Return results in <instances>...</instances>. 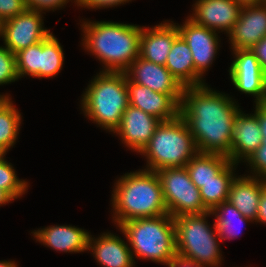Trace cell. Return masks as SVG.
<instances>
[{"instance_id": "1", "label": "cell", "mask_w": 266, "mask_h": 267, "mask_svg": "<svg viewBox=\"0 0 266 267\" xmlns=\"http://www.w3.org/2000/svg\"><path fill=\"white\" fill-rule=\"evenodd\" d=\"M233 99L207 84L184 87L180 116L194 138L198 153L230 155L234 120L240 110Z\"/></svg>"}, {"instance_id": "2", "label": "cell", "mask_w": 266, "mask_h": 267, "mask_svg": "<svg viewBox=\"0 0 266 267\" xmlns=\"http://www.w3.org/2000/svg\"><path fill=\"white\" fill-rule=\"evenodd\" d=\"M80 26L81 44L85 51L102 62L101 71L124 72L139 56L142 26L85 19Z\"/></svg>"}, {"instance_id": "3", "label": "cell", "mask_w": 266, "mask_h": 267, "mask_svg": "<svg viewBox=\"0 0 266 267\" xmlns=\"http://www.w3.org/2000/svg\"><path fill=\"white\" fill-rule=\"evenodd\" d=\"M113 188L112 219L117 227L128 220L168 214L156 171L139 169L125 173Z\"/></svg>"}, {"instance_id": "4", "label": "cell", "mask_w": 266, "mask_h": 267, "mask_svg": "<svg viewBox=\"0 0 266 267\" xmlns=\"http://www.w3.org/2000/svg\"><path fill=\"white\" fill-rule=\"evenodd\" d=\"M85 88L81 110L102 129L114 132L129 106L125 72L100 71Z\"/></svg>"}, {"instance_id": "5", "label": "cell", "mask_w": 266, "mask_h": 267, "mask_svg": "<svg viewBox=\"0 0 266 267\" xmlns=\"http://www.w3.org/2000/svg\"><path fill=\"white\" fill-rule=\"evenodd\" d=\"M118 229L131 246L134 262L139 258L168 267L177 255L174 218L169 214L128 220Z\"/></svg>"}, {"instance_id": "6", "label": "cell", "mask_w": 266, "mask_h": 267, "mask_svg": "<svg viewBox=\"0 0 266 267\" xmlns=\"http://www.w3.org/2000/svg\"><path fill=\"white\" fill-rule=\"evenodd\" d=\"M197 153L194 138L179 115L173 120L161 121L140 155L147 161L144 169L157 172L168 167H185Z\"/></svg>"}, {"instance_id": "7", "label": "cell", "mask_w": 266, "mask_h": 267, "mask_svg": "<svg viewBox=\"0 0 266 267\" xmlns=\"http://www.w3.org/2000/svg\"><path fill=\"white\" fill-rule=\"evenodd\" d=\"M207 217H212L210 211L174 218L177 255L207 267H221V240Z\"/></svg>"}, {"instance_id": "8", "label": "cell", "mask_w": 266, "mask_h": 267, "mask_svg": "<svg viewBox=\"0 0 266 267\" xmlns=\"http://www.w3.org/2000/svg\"><path fill=\"white\" fill-rule=\"evenodd\" d=\"M157 174L168 214L173 218L208 212L186 167L163 168Z\"/></svg>"}, {"instance_id": "9", "label": "cell", "mask_w": 266, "mask_h": 267, "mask_svg": "<svg viewBox=\"0 0 266 267\" xmlns=\"http://www.w3.org/2000/svg\"><path fill=\"white\" fill-rule=\"evenodd\" d=\"M43 12L26 9L3 21L2 40L13 54L46 39L52 32L44 27Z\"/></svg>"}, {"instance_id": "10", "label": "cell", "mask_w": 266, "mask_h": 267, "mask_svg": "<svg viewBox=\"0 0 266 267\" xmlns=\"http://www.w3.org/2000/svg\"><path fill=\"white\" fill-rule=\"evenodd\" d=\"M234 60L229 67L231 84L240 92L255 98V104L266 103V72L251 50H232Z\"/></svg>"}, {"instance_id": "11", "label": "cell", "mask_w": 266, "mask_h": 267, "mask_svg": "<svg viewBox=\"0 0 266 267\" xmlns=\"http://www.w3.org/2000/svg\"><path fill=\"white\" fill-rule=\"evenodd\" d=\"M176 24L179 35L184 39L192 52L195 71L204 79V74L211 67L217 56V50L221 47L219 45L221 39L218 36L219 33L195 24L188 17L182 25Z\"/></svg>"}, {"instance_id": "12", "label": "cell", "mask_w": 266, "mask_h": 267, "mask_svg": "<svg viewBox=\"0 0 266 267\" xmlns=\"http://www.w3.org/2000/svg\"><path fill=\"white\" fill-rule=\"evenodd\" d=\"M124 72L131 82L148 87L154 92L168 94L181 104L184 87L164 65L138 56Z\"/></svg>"}, {"instance_id": "13", "label": "cell", "mask_w": 266, "mask_h": 267, "mask_svg": "<svg viewBox=\"0 0 266 267\" xmlns=\"http://www.w3.org/2000/svg\"><path fill=\"white\" fill-rule=\"evenodd\" d=\"M188 16L195 24L208 29L225 32L232 31L239 19L242 6L235 0H196Z\"/></svg>"}, {"instance_id": "14", "label": "cell", "mask_w": 266, "mask_h": 267, "mask_svg": "<svg viewBox=\"0 0 266 267\" xmlns=\"http://www.w3.org/2000/svg\"><path fill=\"white\" fill-rule=\"evenodd\" d=\"M161 120L129 105L124 111L117 129L113 132L121 143L133 152L140 153L152 138Z\"/></svg>"}, {"instance_id": "15", "label": "cell", "mask_w": 266, "mask_h": 267, "mask_svg": "<svg viewBox=\"0 0 266 267\" xmlns=\"http://www.w3.org/2000/svg\"><path fill=\"white\" fill-rule=\"evenodd\" d=\"M266 36V3L243 6L232 31L227 35L231 50H251Z\"/></svg>"}, {"instance_id": "16", "label": "cell", "mask_w": 266, "mask_h": 267, "mask_svg": "<svg viewBox=\"0 0 266 267\" xmlns=\"http://www.w3.org/2000/svg\"><path fill=\"white\" fill-rule=\"evenodd\" d=\"M129 105L151 114L161 121H170L180 115V104L170 95L154 92L148 87L131 82L126 77Z\"/></svg>"}, {"instance_id": "17", "label": "cell", "mask_w": 266, "mask_h": 267, "mask_svg": "<svg viewBox=\"0 0 266 267\" xmlns=\"http://www.w3.org/2000/svg\"><path fill=\"white\" fill-rule=\"evenodd\" d=\"M261 144L262 135L257 114H246L240 109L234 120L229 160L237 164L242 163Z\"/></svg>"}, {"instance_id": "18", "label": "cell", "mask_w": 266, "mask_h": 267, "mask_svg": "<svg viewBox=\"0 0 266 267\" xmlns=\"http://www.w3.org/2000/svg\"><path fill=\"white\" fill-rule=\"evenodd\" d=\"M178 36V27L174 21H163L150 28L142 26L139 56L165 66L172 44Z\"/></svg>"}, {"instance_id": "19", "label": "cell", "mask_w": 266, "mask_h": 267, "mask_svg": "<svg viewBox=\"0 0 266 267\" xmlns=\"http://www.w3.org/2000/svg\"><path fill=\"white\" fill-rule=\"evenodd\" d=\"M36 242L56 252L81 253L88 251V231L72 225H51L31 232Z\"/></svg>"}, {"instance_id": "20", "label": "cell", "mask_w": 266, "mask_h": 267, "mask_svg": "<svg viewBox=\"0 0 266 267\" xmlns=\"http://www.w3.org/2000/svg\"><path fill=\"white\" fill-rule=\"evenodd\" d=\"M101 267H134L135 262L128 242L119 235L104 232L97 238L90 233L88 252Z\"/></svg>"}, {"instance_id": "21", "label": "cell", "mask_w": 266, "mask_h": 267, "mask_svg": "<svg viewBox=\"0 0 266 267\" xmlns=\"http://www.w3.org/2000/svg\"><path fill=\"white\" fill-rule=\"evenodd\" d=\"M265 185L266 182L259 177L249 176V174L236 176L230 186L227 201L233 204L244 217L255 221L262 188Z\"/></svg>"}, {"instance_id": "22", "label": "cell", "mask_w": 266, "mask_h": 267, "mask_svg": "<svg viewBox=\"0 0 266 267\" xmlns=\"http://www.w3.org/2000/svg\"><path fill=\"white\" fill-rule=\"evenodd\" d=\"M165 67L183 87L206 84L205 79L195 71L192 52L180 35L172 44Z\"/></svg>"}, {"instance_id": "23", "label": "cell", "mask_w": 266, "mask_h": 267, "mask_svg": "<svg viewBox=\"0 0 266 267\" xmlns=\"http://www.w3.org/2000/svg\"><path fill=\"white\" fill-rule=\"evenodd\" d=\"M231 161L225 155L211 153H197L186 164L191 181L198 189L203 184L214 180Z\"/></svg>"}, {"instance_id": "24", "label": "cell", "mask_w": 266, "mask_h": 267, "mask_svg": "<svg viewBox=\"0 0 266 267\" xmlns=\"http://www.w3.org/2000/svg\"><path fill=\"white\" fill-rule=\"evenodd\" d=\"M239 164L230 162L214 180L202 185L199 189L204 207L211 211L224 201L228 200L230 186L236 177L234 170Z\"/></svg>"}, {"instance_id": "25", "label": "cell", "mask_w": 266, "mask_h": 267, "mask_svg": "<svg viewBox=\"0 0 266 267\" xmlns=\"http://www.w3.org/2000/svg\"><path fill=\"white\" fill-rule=\"evenodd\" d=\"M210 212L212 216L215 217L214 224L216 225L217 234L221 241L235 239L242 232L241 225L246 224L247 222L254 223L252 219L244 217L243 214L229 201L222 202ZM236 224L239 226H235Z\"/></svg>"}, {"instance_id": "26", "label": "cell", "mask_w": 266, "mask_h": 267, "mask_svg": "<svg viewBox=\"0 0 266 267\" xmlns=\"http://www.w3.org/2000/svg\"><path fill=\"white\" fill-rule=\"evenodd\" d=\"M12 98L0 97V154H6L16 144L22 121Z\"/></svg>"}, {"instance_id": "27", "label": "cell", "mask_w": 266, "mask_h": 267, "mask_svg": "<svg viewBox=\"0 0 266 267\" xmlns=\"http://www.w3.org/2000/svg\"><path fill=\"white\" fill-rule=\"evenodd\" d=\"M63 47L51 33L42 40V53L39 60V79L56 77L62 70L64 63Z\"/></svg>"}, {"instance_id": "28", "label": "cell", "mask_w": 266, "mask_h": 267, "mask_svg": "<svg viewBox=\"0 0 266 267\" xmlns=\"http://www.w3.org/2000/svg\"><path fill=\"white\" fill-rule=\"evenodd\" d=\"M5 155L0 154V189L15 200L28 192L29 183L19 179L13 165L6 160Z\"/></svg>"}, {"instance_id": "29", "label": "cell", "mask_w": 266, "mask_h": 267, "mask_svg": "<svg viewBox=\"0 0 266 267\" xmlns=\"http://www.w3.org/2000/svg\"><path fill=\"white\" fill-rule=\"evenodd\" d=\"M42 53V41L16 53V71L18 78L31 76L39 78V60Z\"/></svg>"}, {"instance_id": "30", "label": "cell", "mask_w": 266, "mask_h": 267, "mask_svg": "<svg viewBox=\"0 0 266 267\" xmlns=\"http://www.w3.org/2000/svg\"><path fill=\"white\" fill-rule=\"evenodd\" d=\"M19 80L16 71V55L10 52L4 45L0 46V86L11 84ZM10 94L1 95L2 98H9Z\"/></svg>"}, {"instance_id": "31", "label": "cell", "mask_w": 266, "mask_h": 267, "mask_svg": "<svg viewBox=\"0 0 266 267\" xmlns=\"http://www.w3.org/2000/svg\"><path fill=\"white\" fill-rule=\"evenodd\" d=\"M244 163L251 169L249 176L259 177L266 182V143H262Z\"/></svg>"}, {"instance_id": "32", "label": "cell", "mask_w": 266, "mask_h": 267, "mask_svg": "<svg viewBox=\"0 0 266 267\" xmlns=\"http://www.w3.org/2000/svg\"><path fill=\"white\" fill-rule=\"evenodd\" d=\"M26 9L25 0H0V20L3 22L15 17Z\"/></svg>"}, {"instance_id": "33", "label": "cell", "mask_w": 266, "mask_h": 267, "mask_svg": "<svg viewBox=\"0 0 266 267\" xmlns=\"http://www.w3.org/2000/svg\"><path fill=\"white\" fill-rule=\"evenodd\" d=\"M72 2L76 6V0H25L27 9L40 11L45 13L46 11H55L56 9L63 8L68 2Z\"/></svg>"}, {"instance_id": "34", "label": "cell", "mask_w": 266, "mask_h": 267, "mask_svg": "<svg viewBox=\"0 0 266 267\" xmlns=\"http://www.w3.org/2000/svg\"><path fill=\"white\" fill-rule=\"evenodd\" d=\"M132 0H76V5L80 8L86 9H107L110 7H117L121 4H126Z\"/></svg>"}, {"instance_id": "35", "label": "cell", "mask_w": 266, "mask_h": 267, "mask_svg": "<svg viewBox=\"0 0 266 267\" xmlns=\"http://www.w3.org/2000/svg\"><path fill=\"white\" fill-rule=\"evenodd\" d=\"M254 112L257 114L260 125L262 143H266V103L255 104Z\"/></svg>"}, {"instance_id": "36", "label": "cell", "mask_w": 266, "mask_h": 267, "mask_svg": "<svg viewBox=\"0 0 266 267\" xmlns=\"http://www.w3.org/2000/svg\"><path fill=\"white\" fill-rule=\"evenodd\" d=\"M251 51L255 54L261 68L266 72V36Z\"/></svg>"}, {"instance_id": "37", "label": "cell", "mask_w": 266, "mask_h": 267, "mask_svg": "<svg viewBox=\"0 0 266 267\" xmlns=\"http://www.w3.org/2000/svg\"><path fill=\"white\" fill-rule=\"evenodd\" d=\"M254 222H259L260 224L263 223L266 225V185L262 188V193L257 210V217Z\"/></svg>"}, {"instance_id": "38", "label": "cell", "mask_w": 266, "mask_h": 267, "mask_svg": "<svg viewBox=\"0 0 266 267\" xmlns=\"http://www.w3.org/2000/svg\"><path fill=\"white\" fill-rule=\"evenodd\" d=\"M168 267H207L201 264H198L195 261L185 259L179 255H176L173 260L170 262Z\"/></svg>"}, {"instance_id": "39", "label": "cell", "mask_w": 266, "mask_h": 267, "mask_svg": "<svg viewBox=\"0 0 266 267\" xmlns=\"http://www.w3.org/2000/svg\"><path fill=\"white\" fill-rule=\"evenodd\" d=\"M14 202V199L4 190L0 189V206Z\"/></svg>"}, {"instance_id": "40", "label": "cell", "mask_w": 266, "mask_h": 267, "mask_svg": "<svg viewBox=\"0 0 266 267\" xmlns=\"http://www.w3.org/2000/svg\"><path fill=\"white\" fill-rule=\"evenodd\" d=\"M235 1L242 7L266 3V0H235Z\"/></svg>"}, {"instance_id": "41", "label": "cell", "mask_w": 266, "mask_h": 267, "mask_svg": "<svg viewBox=\"0 0 266 267\" xmlns=\"http://www.w3.org/2000/svg\"><path fill=\"white\" fill-rule=\"evenodd\" d=\"M0 267H18L15 261L0 260Z\"/></svg>"}, {"instance_id": "42", "label": "cell", "mask_w": 266, "mask_h": 267, "mask_svg": "<svg viewBox=\"0 0 266 267\" xmlns=\"http://www.w3.org/2000/svg\"><path fill=\"white\" fill-rule=\"evenodd\" d=\"M2 25H3V22L0 20V38H2Z\"/></svg>"}]
</instances>
